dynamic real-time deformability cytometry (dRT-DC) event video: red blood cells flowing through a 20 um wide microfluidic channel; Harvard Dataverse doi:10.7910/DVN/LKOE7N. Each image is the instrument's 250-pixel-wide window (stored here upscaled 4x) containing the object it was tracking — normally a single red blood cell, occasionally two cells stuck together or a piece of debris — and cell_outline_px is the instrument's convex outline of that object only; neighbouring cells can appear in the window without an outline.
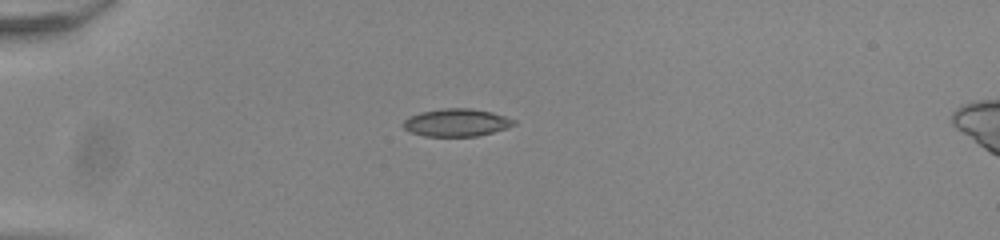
{"species": "common noctule bat (a hibernating species)", "species_latin": "Nyctalus noctula", "temperature_condition": "room temperature", "stored_images_in_passage": 39, "camera_frame_rate_fps": 3000, "um_per_image_px": 0.085, "animal": {"sex": "male", "body_mass_g": 20.0, "forearm_length_mm": 53.3}, "frame": {"image": 1, "passage_image": 1, "time_ms": 0.0, "image_size_px": [1000, 240], "cell_outline_px": [[516, 124], [508, 128], [476, 136], [424, 136], [412, 132], [404, 128], [400, 124], [408, 116], [420, 112], [444, 108], [472, 108], [492, 112], [516, 120]], "centroid_in_image_um": [38.79, 10.41], "position_along_channel_um": 46.2, "area_um2": 17.92}}
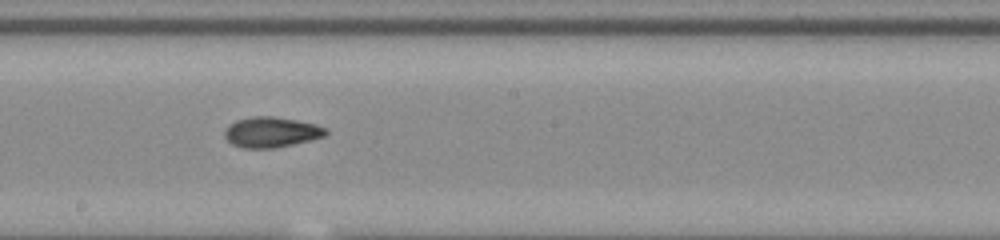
{"frame": {"image": 2, "passage_image": 17, "time_ms": 5.333, "image_size_px": [1000, 240], "cell_outline_px": [[328, 132], [324, 136], [276, 148], [244, 148], [232, 144], [224, 136], [224, 128], [228, 124], [236, 120], [252, 116], [272, 116], [296, 120], [316, 124], [328, 128]], "centroid_in_image_um": [23.03, 11.22], "position_along_channel_um": 225.2, "area_um2": 17.98}}
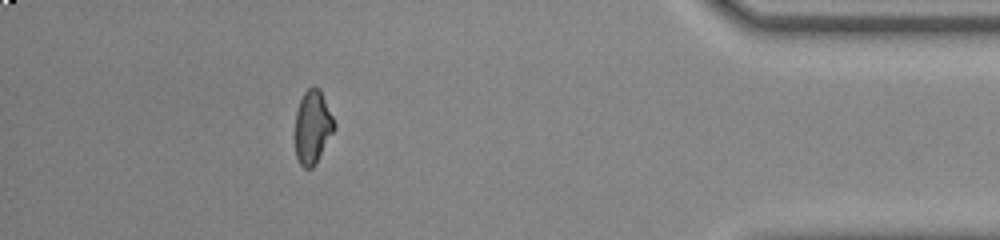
{"frame": {"image": 3, "passage_image": 34, "time_ms": 11.0, "image_size_px": [1000, 240], "cell_outline_px": [[336, 128], [316, 164], [312, 168], [304, 168], [300, 164], [296, 156], [296, 112], [300, 100], [304, 92], [312, 84], [316, 84], [320, 88], [336, 124]], "centroid_in_image_um": [26.59, 10.77], "position_along_channel_um": 408.6, "area_um2": 16.94}, "authors_computed_cell_mechanics": {"area_um2": 17.5134, "velocity_mm_per_s": 3.9528, "shape_relaxation_time_tau1_ms": null, "shape_relaxation_time_tau2_ms": 2.6076, "deformation_change_tau1": null, "deformation_change_tau2": 0.0865}}